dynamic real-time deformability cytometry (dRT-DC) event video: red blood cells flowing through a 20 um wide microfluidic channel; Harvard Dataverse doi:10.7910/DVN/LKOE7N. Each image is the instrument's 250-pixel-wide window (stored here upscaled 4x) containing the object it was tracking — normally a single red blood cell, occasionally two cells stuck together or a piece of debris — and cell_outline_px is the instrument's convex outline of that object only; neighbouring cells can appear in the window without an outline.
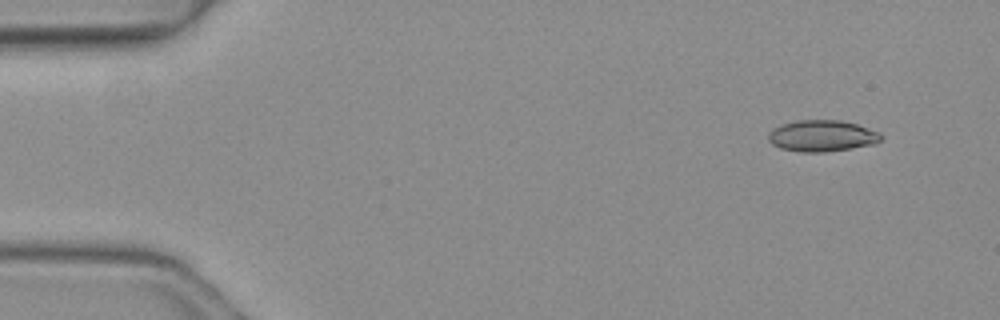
{"species": "common noctule bat (a hibernating species)", "species_latin": "Nyctalus noctula", "temperature_condition": "warm", "stored_images_in_passage": 5, "camera_frame_rate_fps": 3000, "um_per_image_px": 0.085, "animal": {"sex": "female", "body_mass_g": 19.3, "forearm_length_mm": 54.1}, "frame": {"image": 1, "passage_image": 1, "time_ms": 0.0, "image_size_px": [1000, 320], "cell_outline_px": [[884, 136], [876, 144], [852, 148], [824, 152], [800, 152], [780, 148], [772, 144], [768, 140], [768, 136], [772, 128], [780, 124], [796, 120], [840, 120], [856, 124], [880, 132]], "centroid_in_image_um": [69.87, 11.55], "position_along_channel_um": 15.1, "area_um2": 20.81}}